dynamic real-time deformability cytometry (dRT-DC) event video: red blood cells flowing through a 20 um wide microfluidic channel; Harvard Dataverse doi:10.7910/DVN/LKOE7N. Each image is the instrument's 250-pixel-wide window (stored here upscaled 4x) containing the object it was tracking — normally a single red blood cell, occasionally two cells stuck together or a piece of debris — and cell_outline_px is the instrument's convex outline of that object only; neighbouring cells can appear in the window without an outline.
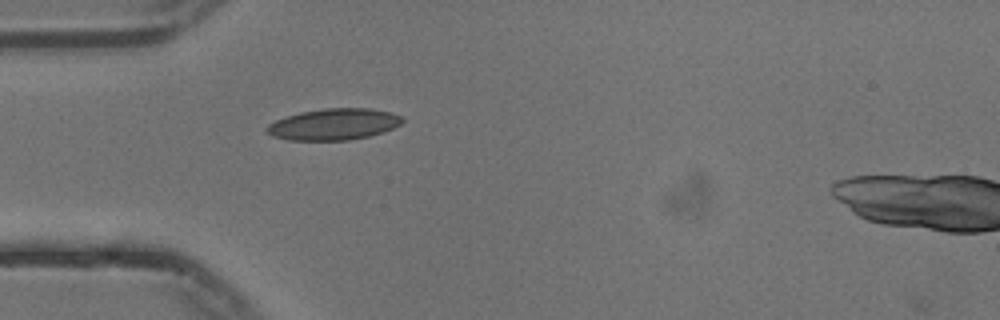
{"species": "common noctule bat (a hibernating species)", "species_latin": "Nyctalus noctula", "temperature_condition": "cold", "stored_images_in_passage": 30, "camera_frame_rate_fps": 3000, "um_per_image_px": 0.085, "animal": {"sex": "male", "body_mass_g": 13.3}, "frame": {"image": 1, "passage_image": 1, "time_ms": 0.0, "image_size_px": [1000, 320], "cell_outline_px": [[404, 120], [400, 124], [384, 132], [368, 136], [348, 140], [288, 140], [272, 136], [264, 128], [268, 124], [276, 120], [300, 112], [324, 108], [368, 108], [392, 112], [400, 116]], "centroid_in_image_um": [28.36, 10.56], "position_along_channel_um": 56.6, "area_um2": 24.74}}
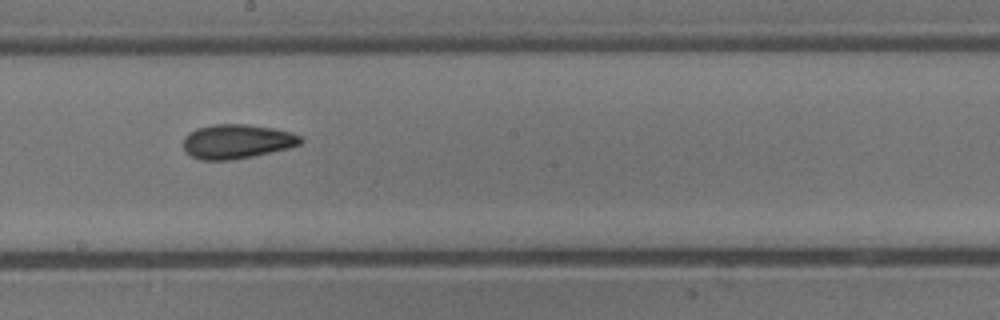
{"frame": {"image": 2, "passage_image": 15, "time_ms": 4.667, "image_size_px": [1000, 320], "cell_outline_px": [[304, 140], [300, 144], [288, 148], [252, 156], [232, 160], [200, 160], [184, 152], [184, 136], [196, 128], [212, 124], [248, 124], [272, 128], [292, 132], [300, 136]], "centroid_in_image_um": [20.11, 12.02], "position_along_channel_um": 228.1, "area_um2": 23.52}}
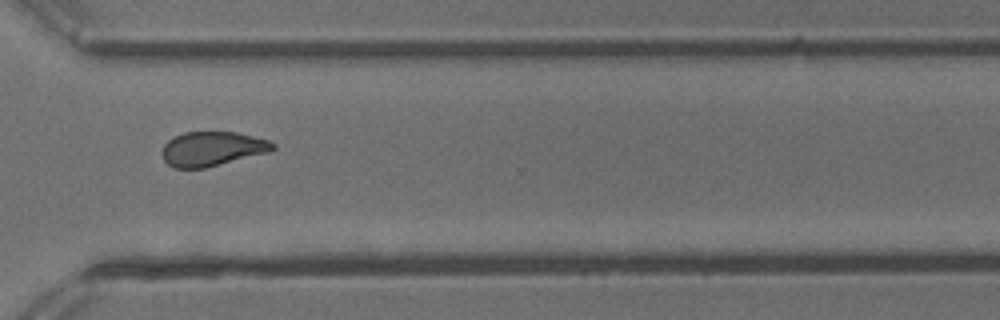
{"frame": {"image": 3, "passage_image": 25, "time_ms": 8.0, "image_size_px": [1000, 320], "cell_outline_px": [[276, 148], [268, 152], [204, 168], [176, 168], [168, 164], [164, 160], [164, 144], [168, 140], [184, 132], [236, 132], [268, 140], [276, 144]], "centroid_in_image_um": [18.06, 12.64], "position_along_channel_um": 352.5, "area_um2": 21.85}, "authors_computed_cell_mechanics": {"area_um2": 22.7732, "velocity_mm_per_s": 3.7452, "shape_relaxation_time_tau1_ms": null, "shape_relaxation_time_tau2_ms": 3.3936, "deformation_change_tau1": null, "deformation_change_tau2": 0.0931}}